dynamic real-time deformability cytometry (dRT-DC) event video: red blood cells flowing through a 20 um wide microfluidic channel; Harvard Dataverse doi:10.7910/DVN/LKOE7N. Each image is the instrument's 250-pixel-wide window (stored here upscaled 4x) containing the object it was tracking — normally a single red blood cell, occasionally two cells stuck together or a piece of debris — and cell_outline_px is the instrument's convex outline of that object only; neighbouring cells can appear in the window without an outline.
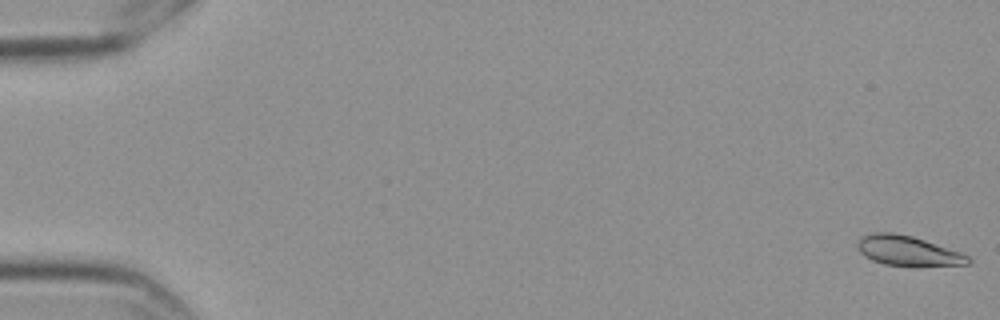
{"species": "Egyptian fruit bat (a non-hibernating species)", "species_latin": "Rousettus aegyptiacus", "temperature_condition": "cold", "stored_images_in_passage": 58, "camera_frame_rate_fps": 3000, "um_per_image_px": 0.085, "frame": {"image": 1, "passage_image": 1, "time_ms": 0.0, "image_size_px": [1000, 320], "cell_outline_px": [[972, 264], [916, 268], [912, 268], [884, 264], [872, 260], [864, 256], [856, 248], [856, 244], [860, 236], [876, 232], [892, 232], [912, 236], [960, 252], [968, 256], [972, 260]], "centroid_in_image_um": [77.18, 21.36], "position_along_channel_um": 7.8, "area_um2": 20.0}}
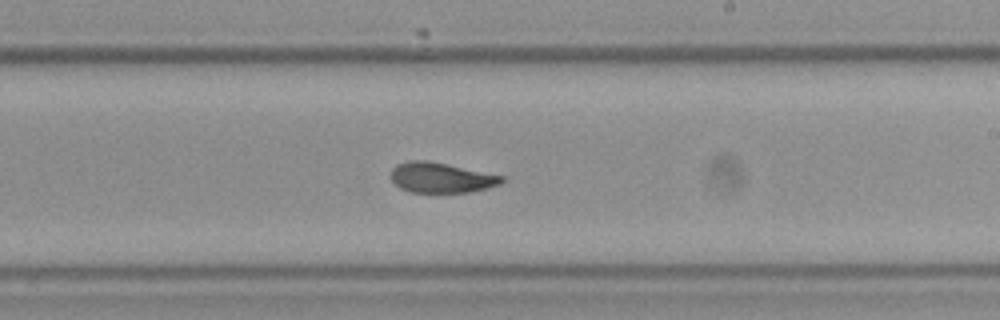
{"frame": {"image": 2, "passage_image": 35, "time_ms": 11.333, "image_size_px": [1000, 320], "cell_outline_px": [[504, 180], [500, 184], [488, 188], [468, 192], [408, 192], [400, 188], [392, 180], [392, 168], [396, 164], [412, 160], [428, 160], [504, 176]], "centroid_in_image_um": [37.49, 15.1], "position_along_channel_um": 251.5, "area_um2": 19.42}}
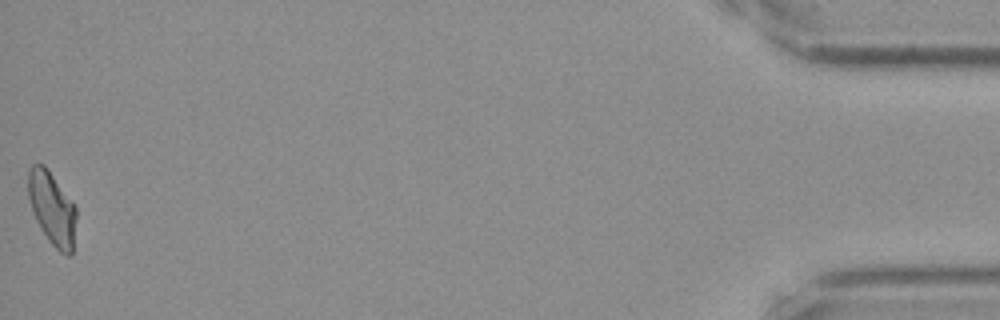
{"frame": {"image": 3, "passage_image": 58, "time_ms": 19.0, "image_size_px": [1000, 320], "cell_outline_px": [[76, 216], [72, 256], [68, 256], [60, 252], [48, 240], [40, 228], [36, 220], [28, 196], [28, 168], [32, 164], [44, 164], [48, 168], [76, 208]], "centroid_in_image_um": [4.42, 17.71], "position_along_channel_um": 430.8, "area_um2": 20.4}, "authors_computed_cell_mechanics": {"area_um2": 20.1433, "velocity_mm_per_s": 3.5325, "shape_relaxation_time_tau1_ms": 5.1907, "shape_relaxation_time_tau2_ms": 1.8997, "deformation_change_tau1": 0.1337, "deformation_change_tau2": 0.058}}